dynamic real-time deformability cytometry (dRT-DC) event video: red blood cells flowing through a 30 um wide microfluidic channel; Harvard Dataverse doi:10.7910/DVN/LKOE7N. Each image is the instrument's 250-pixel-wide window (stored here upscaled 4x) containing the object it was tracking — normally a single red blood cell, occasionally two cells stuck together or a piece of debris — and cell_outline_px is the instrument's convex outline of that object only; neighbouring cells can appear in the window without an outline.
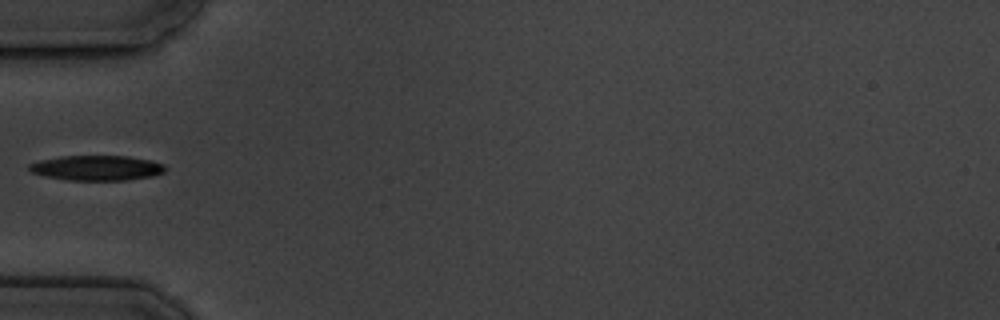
{"species": "common noctule bat (a hibernating species)", "species_latin": "Nyctalus noctula", "temperature_condition": "cold", "stored_images_in_passage": 13, "camera_frame_rate_fps": 3000, "um_per_image_px": 0.085, "animal": {"sex": "male", "body_mass_g": 19.5, "forearm_length_mm": 54.6}, "frame": {"image": 1, "passage_image": 3, "time_ms": 2.333, "image_size_px": [1000, 320], "cell_outline_px": [[168, 168], [164, 172], [152, 176], [124, 180], [68, 180], [44, 176], [32, 172], [28, 168], [28, 164], [40, 160], [60, 156], [128, 156], [152, 160], [164, 164]], "centroid_in_image_um": [8.24, 14.27], "position_along_channel_um": 76.8, "area_um2": 19.94}}
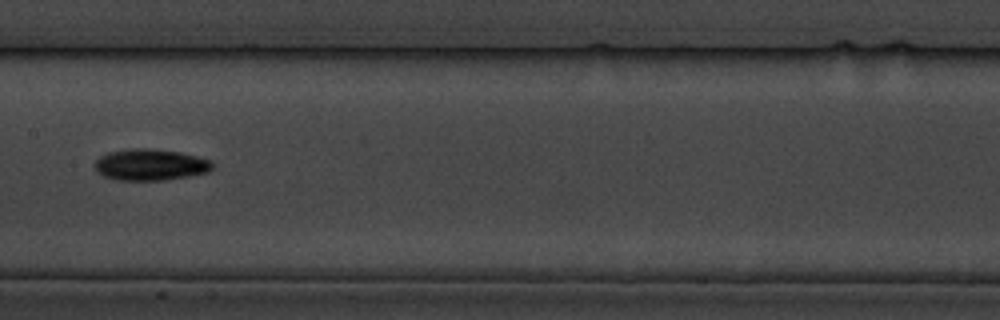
{"frame": {"image": 2, "passage_image": 6, "time_ms": 5.667, "image_size_px": [1000, 320], "cell_outline_px": [[212, 168], [208, 172], [188, 176], [164, 180], [116, 180], [104, 176], [96, 172], [96, 160], [100, 156], [108, 152], [132, 148], [152, 148], [180, 152], [212, 160]], "centroid_in_image_um": [12.77, 13.99], "position_along_channel_um": 194.6, "area_um2": 21.56}}
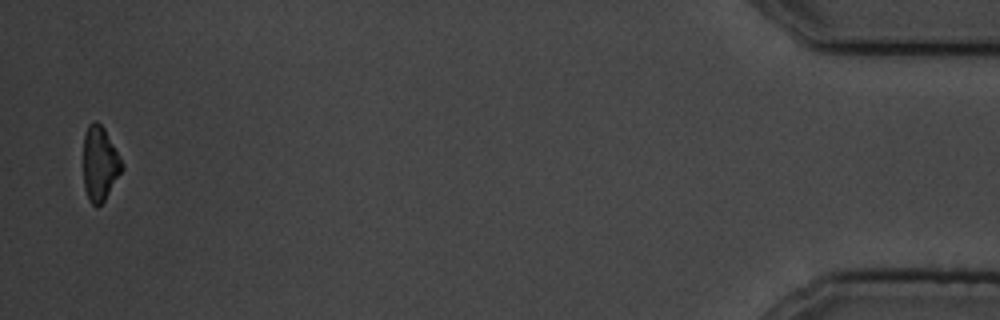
{"frame": {"image": 3, "passage_image": 13, "time_ms": 14.667, "image_size_px": [1000, 320], "cell_outline_px": [[124, 168], [104, 200], [96, 208], [88, 200], [84, 188], [84, 136], [88, 124], [92, 120], [96, 120], [104, 128], [124, 164]], "centroid_in_image_um": [8.48, 13.9], "position_along_channel_um": 426.7, "area_um2": 16.76}, "authors_computed_cell_mechanics": {"area_um2": 19.652, "velocity_mm_per_s": 3.5311, "shape_relaxation_time_tau1_ms": 2.9123, "shape_relaxation_time_tau2_ms": null, "deformation_change_tau1": 0.1344, "deformation_change_tau2": null}}